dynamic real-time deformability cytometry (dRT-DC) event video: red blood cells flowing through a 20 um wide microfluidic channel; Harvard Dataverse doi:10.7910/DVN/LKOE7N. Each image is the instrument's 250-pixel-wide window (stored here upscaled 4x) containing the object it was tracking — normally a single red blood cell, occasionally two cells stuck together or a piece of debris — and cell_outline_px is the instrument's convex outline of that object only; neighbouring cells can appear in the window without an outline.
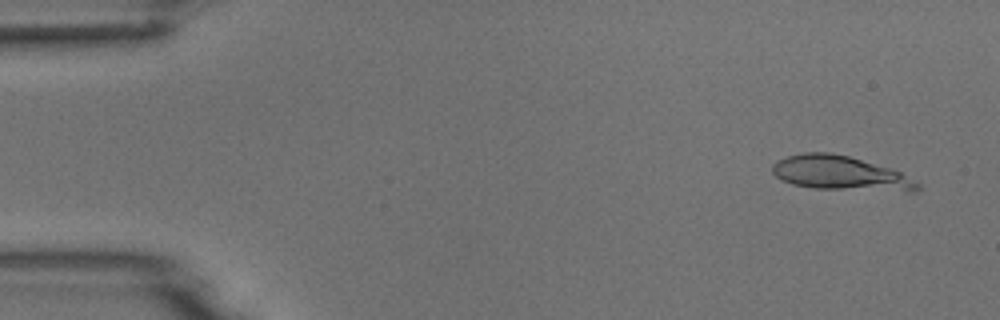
{"species": "common noctule bat (a hibernating species)", "species_latin": "Nyctalus noctula", "temperature_condition": "room temperature", "stored_images_in_passage": 4, "camera_frame_rate_fps": 3000, "um_per_image_px": 0.085, "animal": {"sex": "male", "body_mass_g": 18.8}, "frame": {"image": 1, "passage_image": 1, "time_ms": 0.0, "image_size_px": [1000, 320], "cell_outline_px": [[920, 188], [912, 192], [816, 188], [792, 184], [780, 180], [772, 172], [772, 164], [788, 156], [804, 152], [832, 152], [848, 156], [888, 168], [900, 172], [920, 184]], "centroid_in_image_um": [71.42, 14.73], "position_along_channel_um": 13.6, "area_um2": 28.84}}